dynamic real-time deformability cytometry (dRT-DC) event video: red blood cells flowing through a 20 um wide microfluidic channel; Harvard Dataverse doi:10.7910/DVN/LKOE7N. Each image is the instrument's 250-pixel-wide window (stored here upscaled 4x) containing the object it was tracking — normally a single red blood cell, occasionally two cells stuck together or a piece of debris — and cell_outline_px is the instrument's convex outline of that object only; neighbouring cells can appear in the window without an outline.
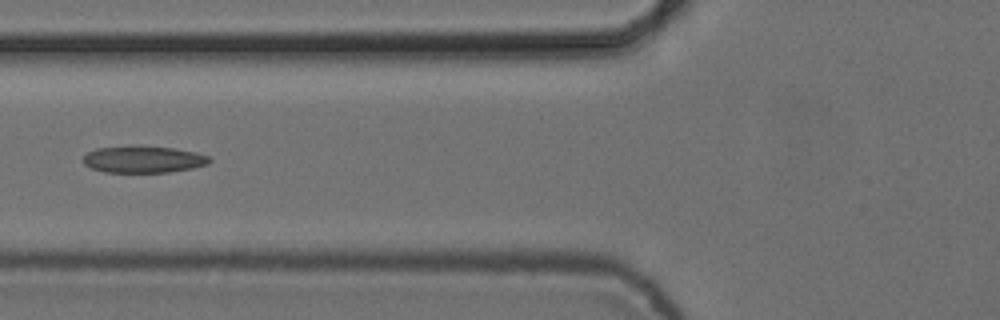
{"species": "common noctule bat (a hibernating species)", "species_latin": "Nyctalus noctula", "temperature_condition": "cold", "stored_images_in_passage": 6, "camera_frame_rate_fps": 3000, "um_per_image_px": 0.085, "animal": {"sex": "female", "body_mass_g": 24.6, "forearm_length_mm": 56.2}, "frame": {"image": 1, "passage_image": 6, "time_ms": 1.667, "image_size_px": [1000, 320], "cell_outline_px": [[212, 160], [208, 164], [192, 168], [168, 172], [104, 172], [92, 168], [84, 164], [84, 156], [88, 152], [96, 148], [136, 144], [140, 144], [172, 148], [196, 152], [208, 156]], "centroid_in_image_um": [12.18, 13.52], "position_along_channel_um": 113.6, "area_um2": 20.06}}